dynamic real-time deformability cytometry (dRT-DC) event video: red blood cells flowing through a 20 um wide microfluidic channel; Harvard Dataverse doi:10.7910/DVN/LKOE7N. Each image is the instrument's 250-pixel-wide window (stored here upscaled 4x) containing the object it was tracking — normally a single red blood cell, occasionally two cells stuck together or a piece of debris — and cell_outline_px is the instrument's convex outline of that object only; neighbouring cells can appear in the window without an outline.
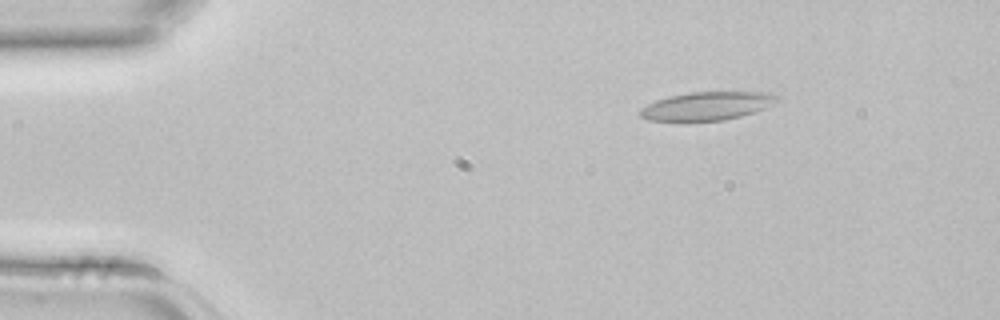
{"species": "common noctule bat (a hibernating species)", "species_latin": "Nyctalus noctula", "temperature_condition": "room temperature", "stored_images_in_passage": 4, "camera_frame_rate_fps": 3000, "um_per_image_px": 0.085, "animal": {"sex": "female", "body_mass_g": 22.7, "forearm_length_mm": 54.2}, "frame": {"image": 1, "passage_image": 2, "time_ms": 0.333, "image_size_px": [1000, 320], "cell_outline_px": [[780, 100], [764, 108], [740, 116], [724, 120], [648, 120], [640, 116], [640, 108], [656, 100], [668, 96], [692, 92], [768, 92], [780, 96]], "centroid_in_image_um": [60.11, 8.99], "position_along_channel_um": 24.9, "area_um2": 22.31}}
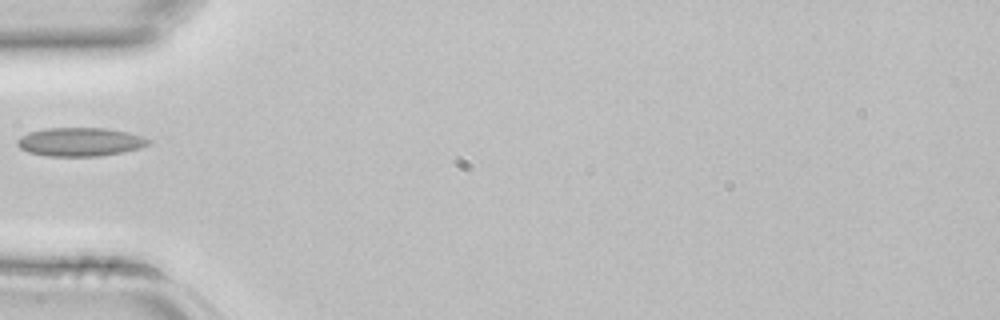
{"frame": {"image": 2, "passage_image": 4, "time_ms": 1.0, "image_size_px": [1000, 320], "cell_outline_px": [[152, 140], [148, 144], [140, 148], [100, 156], [48, 156], [28, 152], [20, 148], [16, 144], [16, 140], [20, 136], [28, 132], [44, 128], [104, 128], [128, 132], [144, 136]], "centroid_in_image_um": [6.79, 12.05], "position_along_channel_um": 78.2, "area_um2": 21.96}}